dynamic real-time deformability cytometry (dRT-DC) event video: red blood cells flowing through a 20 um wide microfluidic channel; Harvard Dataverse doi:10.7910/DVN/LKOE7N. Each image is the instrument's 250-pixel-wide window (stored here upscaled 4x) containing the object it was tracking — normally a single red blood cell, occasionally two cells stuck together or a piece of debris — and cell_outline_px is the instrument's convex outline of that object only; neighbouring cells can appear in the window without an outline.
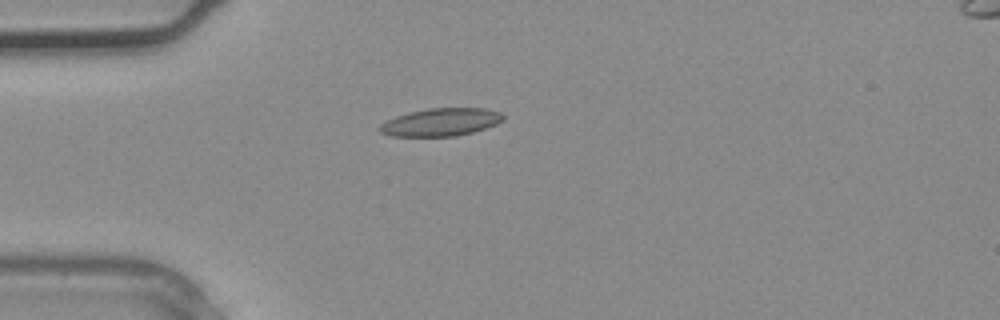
{"species": "common noctule bat (a hibernating species)", "species_latin": "Nyctalus noctula", "temperature_condition": "warm", "stored_images_in_passage": 2, "camera_frame_rate_fps": 3000, "um_per_image_px": 0.085, "animal": {"sex": "male", "body_mass_g": 20.4}, "frame": {"image": 1, "passage_image": 2, "time_ms": 0.333, "image_size_px": [1000, 320], "cell_outline_px": [[504, 120], [496, 124], [472, 132], [456, 136], [392, 136], [380, 132], [376, 128], [380, 124], [396, 116], [408, 112], [428, 108], [488, 108], [500, 112], [504, 116]], "centroid_in_image_um": [37.46, 10.37], "position_along_channel_um": 47.5, "area_um2": 20.06}}